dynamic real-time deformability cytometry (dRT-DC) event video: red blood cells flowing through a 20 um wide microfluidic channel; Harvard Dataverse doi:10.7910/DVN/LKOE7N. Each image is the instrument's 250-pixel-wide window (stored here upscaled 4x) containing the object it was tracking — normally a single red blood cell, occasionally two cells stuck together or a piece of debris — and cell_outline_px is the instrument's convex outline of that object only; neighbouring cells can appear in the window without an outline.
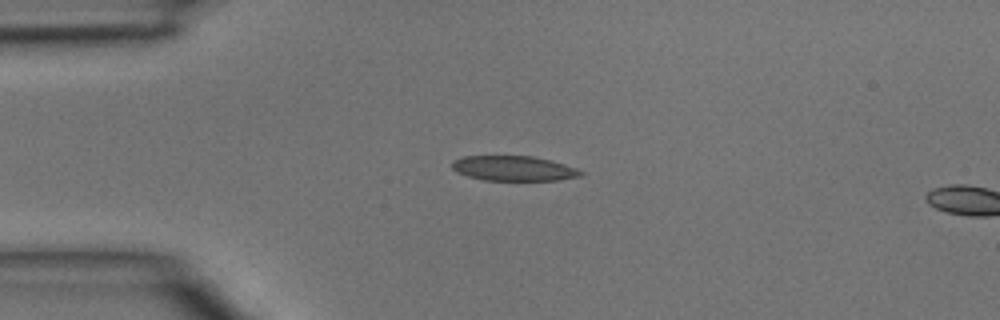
{"species": "common noctule bat (a hibernating species)", "species_latin": "Nyctalus noctula", "temperature_condition": "room temperature", "stored_images_in_passage": 2, "segment_of_instrument_passage": [1, 2], "camera_frame_rate_fps": 3000, "um_per_image_px": 0.085, "animal": {"sex": "male", "body_mass_g": 15.6}, "frame": {"image": 1, "passage_image": 1, "time_ms": 0.0, "image_size_px": [1000, 320], "cell_outline_px": [[584, 172], [580, 176], [556, 180], [484, 180], [468, 176], [456, 172], [452, 168], [452, 160], [460, 156], [532, 156], [552, 160], [576, 168]], "centroid_in_image_um": [43.63, 14.3], "position_along_channel_um": 41.4, "area_um2": 18.73}}